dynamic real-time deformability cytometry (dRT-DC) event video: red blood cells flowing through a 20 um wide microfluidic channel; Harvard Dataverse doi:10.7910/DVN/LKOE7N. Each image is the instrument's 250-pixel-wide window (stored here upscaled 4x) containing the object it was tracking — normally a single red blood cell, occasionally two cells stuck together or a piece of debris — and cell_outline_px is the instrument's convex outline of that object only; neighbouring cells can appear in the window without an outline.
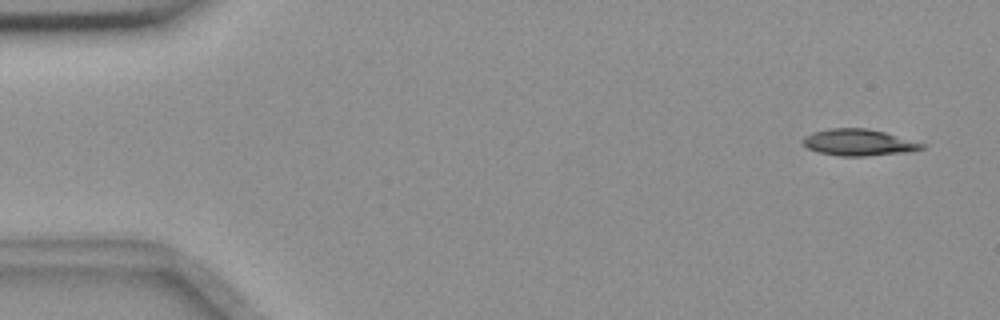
{"species": "common noctule bat (a hibernating species)", "species_latin": "Nyctalus noctula", "temperature_condition": "room temperature", "stored_images_in_passage": 55, "camera_frame_rate_fps": 3000, "um_per_image_px": 0.085, "animal": {"sex": "female", "body_mass_g": 18.4}, "frame": {"image": 1, "passage_image": 3, "time_ms": 0.667, "image_size_px": [1000, 320], "cell_outline_px": [[928, 144], [924, 148], [908, 152], [868, 156], [840, 156], [816, 152], [808, 148], [804, 144], [804, 136], [812, 132], [828, 128], [868, 128], [884, 132]], "centroid_in_image_um": [73.01, 12.11], "position_along_channel_um": 12.0, "area_um2": 18.55}}
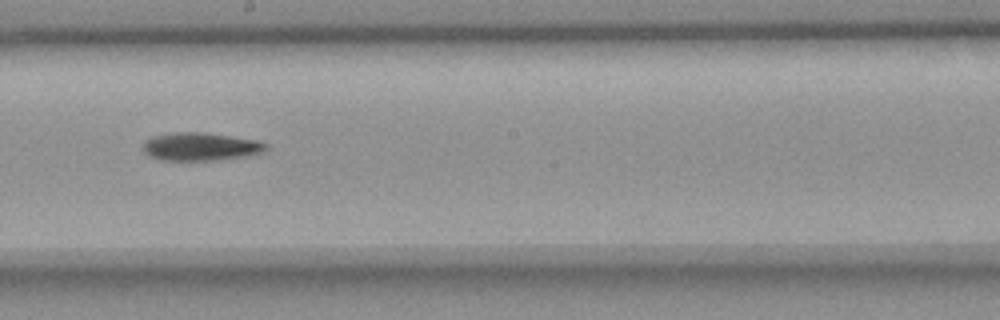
{"frame": {"image": 2, "passage_image": 31, "time_ms": 10.0, "image_size_px": [1000, 320], "cell_outline_px": [[268, 148], [260, 152], [244, 156], [216, 160], [160, 160], [148, 156], [144, 152], [144, 140], [152, 136], [176, 132], [204, 132], [260, 140], [268, 144]], "centroid_in_image_um": [17.04, 12.45], "position_along_channel_um": 231.2, "area_um2": 20.17}}
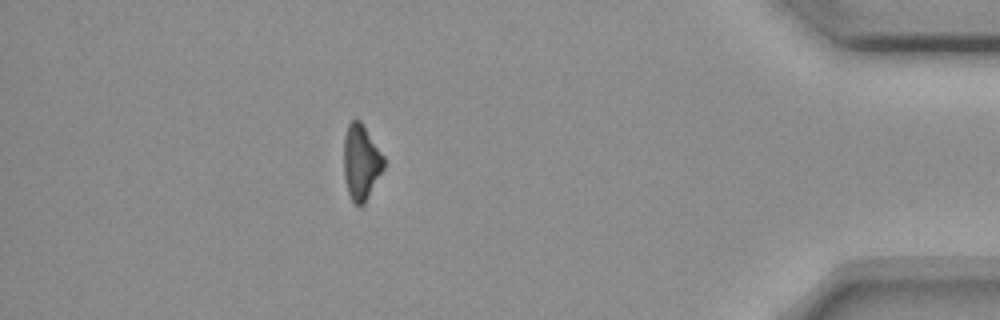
{"frame": {"image": 3, "passage_image": 49, "time_ms": 16.0, "image_size_px": [1000, 320], "cell_outline_px": [[384, 168], [364, 204], [360, 208], [352, 200], [348, 192], [344, 176], [344, 136], [348, 124], [352, 120], [360, 120], [384, 156]], "centroid_in_image_um": [30.69, 13.79], "position_along_channel_um": 404.5, "area_um2": 17.46}, "authors_computed_cell_mechanics": {"area_um2": 19.363, "velocity_mm_per_s": 3.6607, "shape_relaxation_time_tau1_ms": 4.4309, "shape_relaxation_time_tau2_ms": null, "deformation_change_tau1": 0.1342, "deformation_change_tau2": null}}